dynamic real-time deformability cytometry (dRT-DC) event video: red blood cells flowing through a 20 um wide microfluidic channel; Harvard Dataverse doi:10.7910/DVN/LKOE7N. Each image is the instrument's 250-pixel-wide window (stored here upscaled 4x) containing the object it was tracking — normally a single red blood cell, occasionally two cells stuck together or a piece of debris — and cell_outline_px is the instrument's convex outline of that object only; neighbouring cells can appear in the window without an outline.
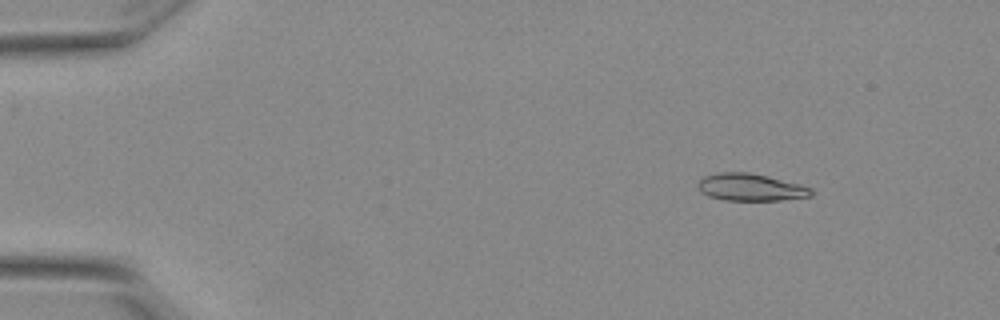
{"species": "Egyptian fruit bat (a non-hibernating species)", "species_latin": "Rousettus aegyptiacus", "temperature_condition": "warm", "stored_images_in_passage": 50, "camera_frame_rate_fps": 3000, "um_per_image_px": 0.085, "animal": {"sex": "female"}, "frame": {"image": 1, "passage_image": 3, "time_ms": 0.667, "image_size_px": [1000, 320], "cell_outline_px": [[816, 192], [812, 196], [780, 200], [724, 200], [708, 196], [700, 192], [700, 180], [704, 176], [716, 172], [748, 172], [768, 176], [800, 184], [812, 188]], "centroid_in_image_um": [63.85, 15.91], "position_along_channel_um": 21.2, "area_um2": 18.03}}
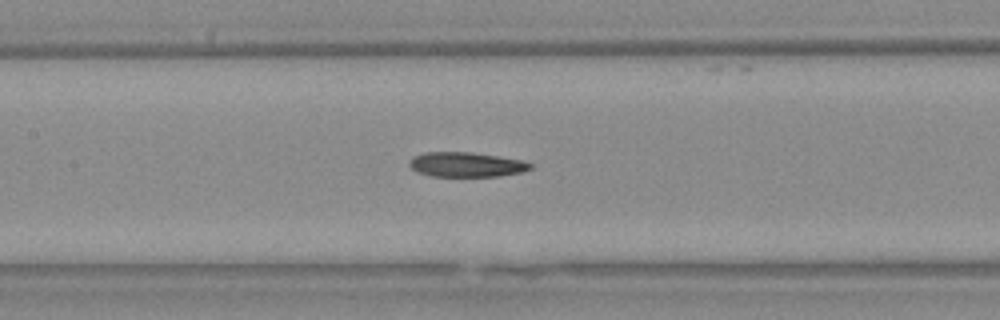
{"frame": {"image": 2, "passage_image": 22, "time_ms": 7.0, "image_size_px": [1000, 320], "cell_outline_px": [[532, 168], [520, 172], [500, 176], [432, 176], [416, 172], [408, 164], [416, 156], [424, 152], [472, 152], [524, 160], [532, 164]], "centroid_in_image_um": [39.66, 13.98], "position_along_channel_um": 167.7, "area_um2": 17.34}}
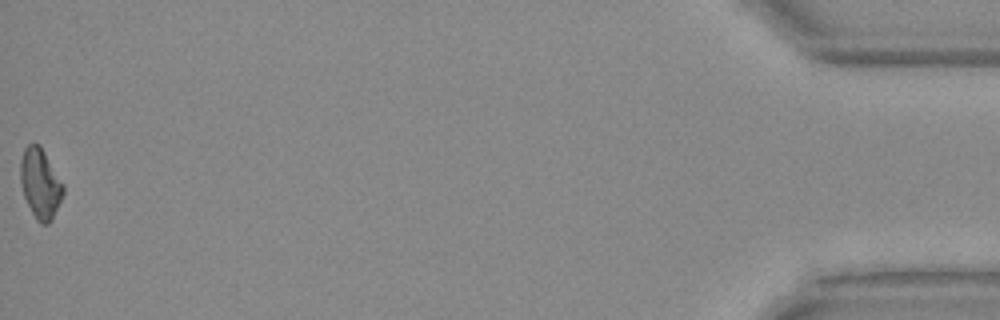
{"frame": {"image": 3, "passage_image": 50, "time_ms": 16.333, "image_size_px": [1000, 320], "cell_outline_px": [[64, 192], [52, 220], [48, 224], [40, 224], [36, 220], [24, 196], [20, 180], [20, 160], [24, 148], [28, 144], [40, 144], [64, 184]], "centroid_in_image_um": [3.43, 15.59], "position_along_channel_um": 431.8, "area_um2": 17.51}}